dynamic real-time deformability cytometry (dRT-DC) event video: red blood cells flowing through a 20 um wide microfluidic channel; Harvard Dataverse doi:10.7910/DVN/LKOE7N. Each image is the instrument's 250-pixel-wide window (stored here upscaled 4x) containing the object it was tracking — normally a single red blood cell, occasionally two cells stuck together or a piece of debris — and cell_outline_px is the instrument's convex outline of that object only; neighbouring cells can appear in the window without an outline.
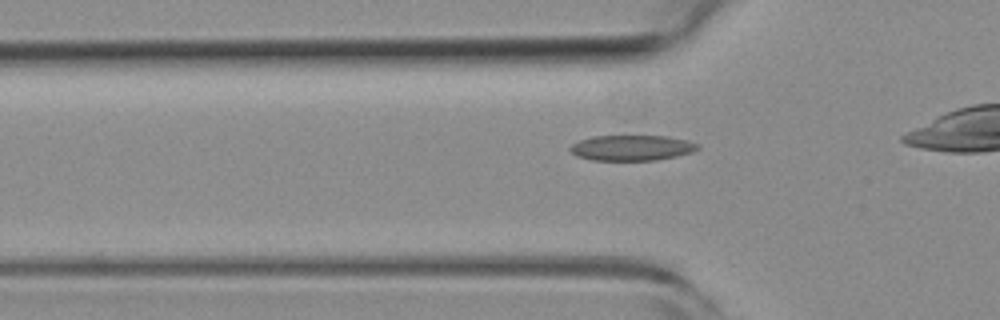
{"species": "common noctule bat (a hibernating species)", "species_latin": "Nyctalus noctula", "temperature_condition": "room temperature", "stored_images_in_passage": 38, "camera_frame_rate_fps": 3000, "um_per_image_px": 0.085, "animal": {"sex": "female", "body_mass_g": 19.3, "forearm_length_mm": 54.1}, "frame": {"image": 1, "passage_image": 12, "time_ms": 3.667, "image_size_px": [1000, 320], "cell_outline_px": [[700, 148], [692, 152], [676, 156], [656, 160], [592, 160], [576, 156], [568, 148], [572, 144], [580, 140], [592, 136], [668, 136], [688, 140], [700, 144]], "centroid_in_image_um": [53.72, 12.56], "position_along_channel_um": 72.1, "area_um2": 19.02}}
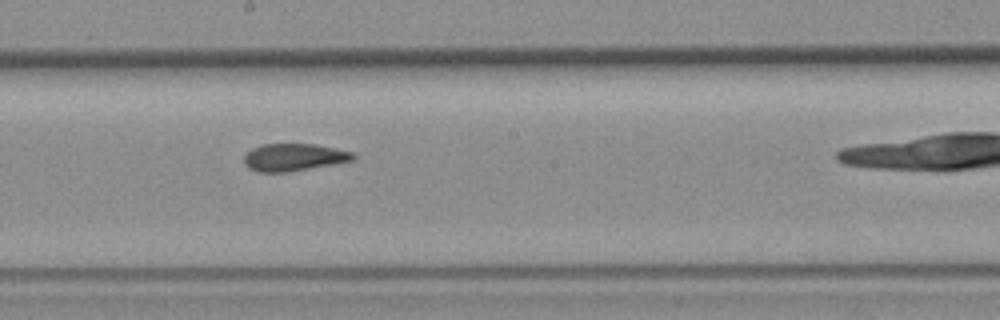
{"frame": {"image": 2, "passage_image": 24, "time_ms": 7.667, "image_size_px": [1000, 320], "cell_outline_px": [[356, 156], [352, 160], [332, 164], [288, 172], [256, 172], [248, 168], [244, 164], [244, 156], [252, 148], [260, 144], [316, 144], [336, 148], [352, 152]], "centroid_in_image_um": [24.93, 13.36], "position_along_channel_um": 223.3, "area_um2": 17.4}}
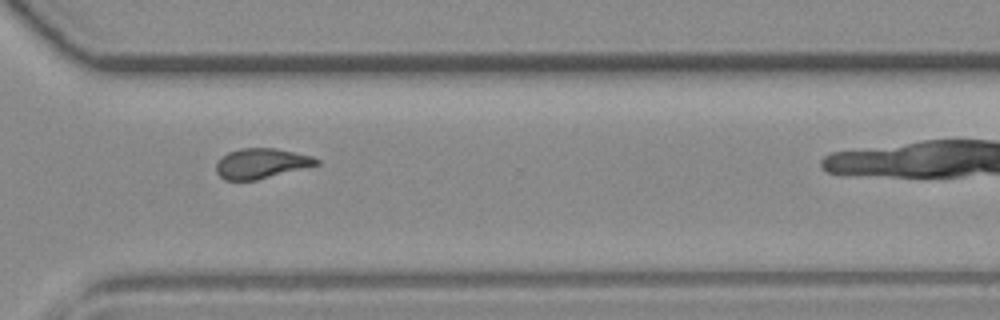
{"frame": {"image": 3, "passage_image": 34, "time_ms": 11.0, "image_size_px": [1000, 320], "cell_outline_px": [[320, 164], [256, 180], [224, 180], [216, 172], [216, 164], [228, 152], [240, 148], [276, 148], [312, 156], [320, 160]], "centroid_in_image_um": [22.21, 13.89], "position_along_channel_um": 348.4, "area_um2": 17.46}}